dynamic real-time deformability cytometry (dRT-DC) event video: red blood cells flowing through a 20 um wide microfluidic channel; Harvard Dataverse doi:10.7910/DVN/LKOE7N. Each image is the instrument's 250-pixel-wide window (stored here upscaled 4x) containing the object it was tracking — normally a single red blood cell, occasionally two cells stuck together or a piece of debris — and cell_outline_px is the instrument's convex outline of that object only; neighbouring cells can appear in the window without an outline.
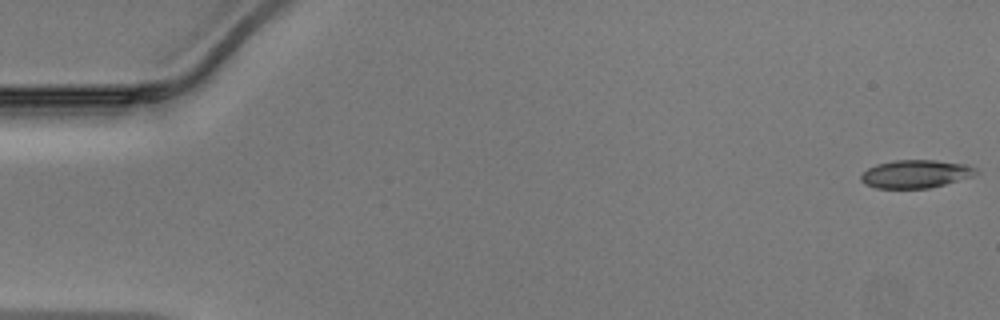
{"species": "Egyptian fruit bat (a non-hibernating species)", "species_latin": "Rousettus aegyptiacus", "temperature_condition": "warm", "stored_images_in_passage": 48, "camera_frame_rate_fps": 3000, "um_per_image_px": 0.085, "animal": {"sex": "male"}, "frame": {"image": 1, "passage_image": 1, "time_ms": 0.0, "image_size_px": [1000, 320], "cell_outline_px": [[980, 172], [972, 176], [944, 184], [928, 188], [876, 188], [864, 184], [860, 180], [860, 176], [868, 168], [876, 164], [896, 160], [936, 160], [964, 164], [976, 168]], "centroid_in_image_um": [77.81, 14.78], "position_along_channel_um": 7.2, "area_um2": 18.73}}
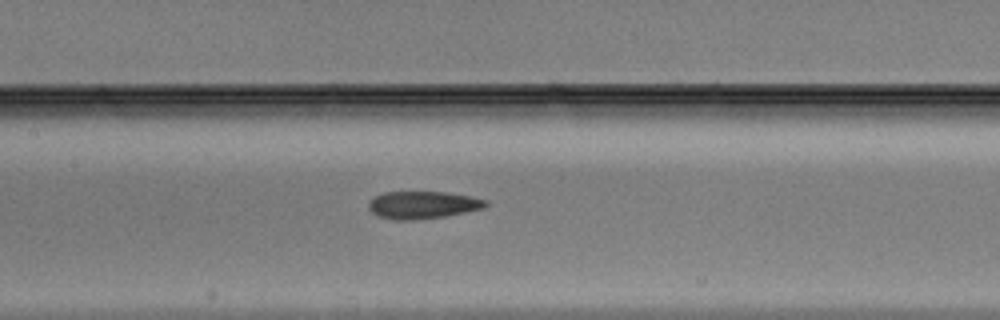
{"frame": {"image": 2, "passage_image": 23, "time_ms": 7.333, "image_size_px": [1000, 320], "cell_outline_px": [[488, 204], [484, 208], [444, 216], [416, 220], [392, 220], [376, 216], [368, 208], [368, 200], [384, 192], [448, 192], [472, 196], [488, 200]], "centroid_in_image_um": [35.91, 17.42], "position_along_channel_um": 171.5, "area_um2": 18.96}}
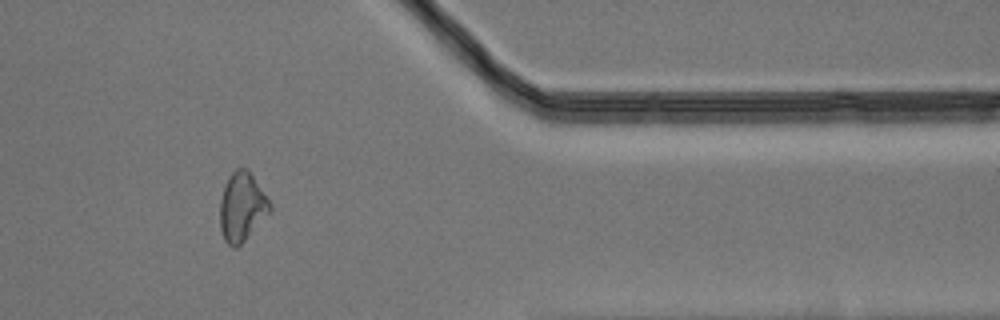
{"frame": {"image": 3, "passage_image": 40, "time_ms": 13.0, "image_size_px": [1000, 320], "cell_outline_px": [[272, 208], [244, 240], [236, 248], [232, 248], [224, 240], [220, 228], [220, 200], [228, 176], [236, 168], [248, 168], [268, 200]], "centroid_in_image_um": [20.53, 17.57], "position_along_channel_um": 390.9, "area_um2": 19.59}}